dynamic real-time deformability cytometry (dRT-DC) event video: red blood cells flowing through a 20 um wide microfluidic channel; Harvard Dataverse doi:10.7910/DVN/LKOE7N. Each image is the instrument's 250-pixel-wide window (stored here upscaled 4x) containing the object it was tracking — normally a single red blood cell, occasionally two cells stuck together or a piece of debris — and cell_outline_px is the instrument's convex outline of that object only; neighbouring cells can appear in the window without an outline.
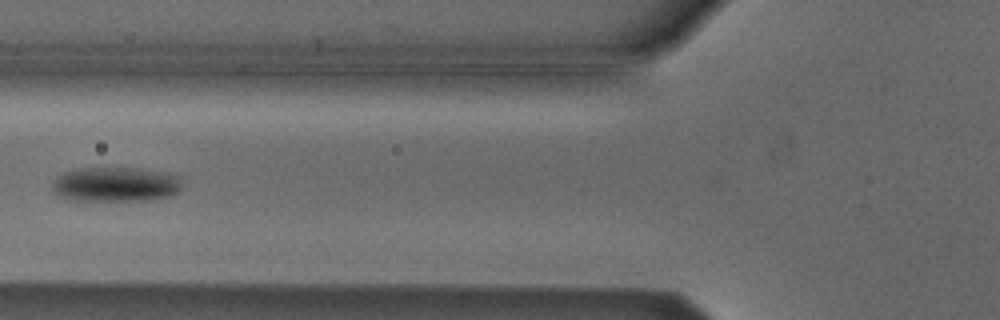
{"species": "Egyptian fruit bat (a non-hibernating species)", "species_latin": "Rousettus aegyptiacus", "temperature_condition": "cold", "stored_images_in_passage": 6, "camera_frame_rate_fps": 3000, "um_per_image_px": 0.085, "animal": {"sex": "male"}, "frame": {"image": 1, "passage_image": 5, "time_ms": 1.333, "image_size_px": [1000, 320], "cell_outline_px": [[180, 188], [172, 196], [152, 200], [72, 200], [60, 196], [52, 192], [52, 180], [56, 176], [64, 172], [80, 168], [136, 168], [168, 172], [180, 176]], "centroid_in_image_um": [9.82, 15.67], "position_along_channel_um": 116.0, "area_um2": 26.47}}
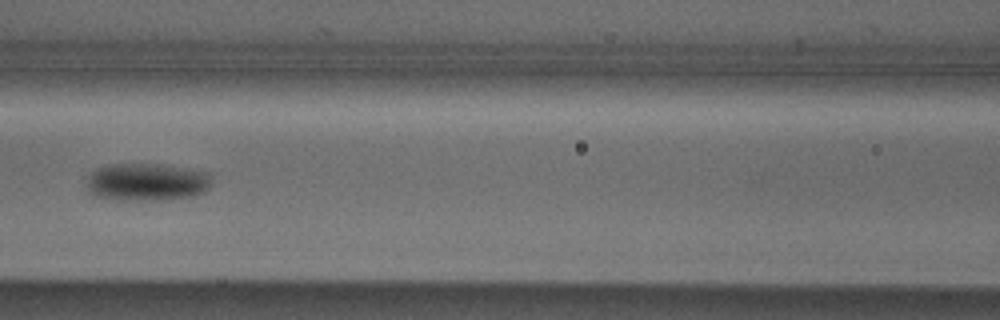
{"frame": {"image": 2, "passage_image": 6, "time_ms": 1.667, "image_size_px": [1000, 320], "cell_outline_px": [[212, 184], [204, 192], [196, 196], [160, 200], [124, 200], [92, 196], [88, 192], [84, 184], [88, 176], [96, 168], [112, 164], [164, 164], [212, 172]], "centroid_in_image_um": [12.5, 15.47], "position_along_channel_um": 154.1, "area_um2": 28.21}}